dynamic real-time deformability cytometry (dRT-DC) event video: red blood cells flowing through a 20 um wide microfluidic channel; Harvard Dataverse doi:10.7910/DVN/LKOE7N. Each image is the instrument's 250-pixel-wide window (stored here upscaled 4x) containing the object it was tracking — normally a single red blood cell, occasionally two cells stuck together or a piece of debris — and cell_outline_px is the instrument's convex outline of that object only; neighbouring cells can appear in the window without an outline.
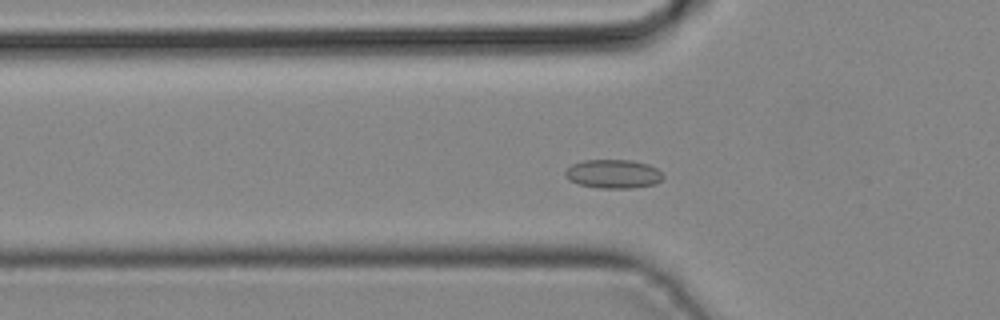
{"species": "common noctule bat (a hibernating species)", "species_latin": "Nyctalus noctula", "temperature_condition": "cold", "stored_images_in_passage": 37, "camera_frame_rate_fps": 3000, "um_per_image_px": 0.085, "animal": {"sex": "male", "body_mass_g": 19.2, "forearm_length_mm": 51.8}, "frame": {"image": 1, "passage_image": 8, "time_ms": 2.333, "image_size_px": [1000, 320], "cell_outline_px": [[664, 176], [656, 184], [632, 188], [600, 188], [576, 184], [568, 180], [564, 176], [564, 172], [572, 164], [584, 160], [632, 160], [648, 164], [656, 168]], "centroid_in_image_um": [52.1, 14.79], "position_along_channel_um": 73.7, "area_um2": 16.53}}
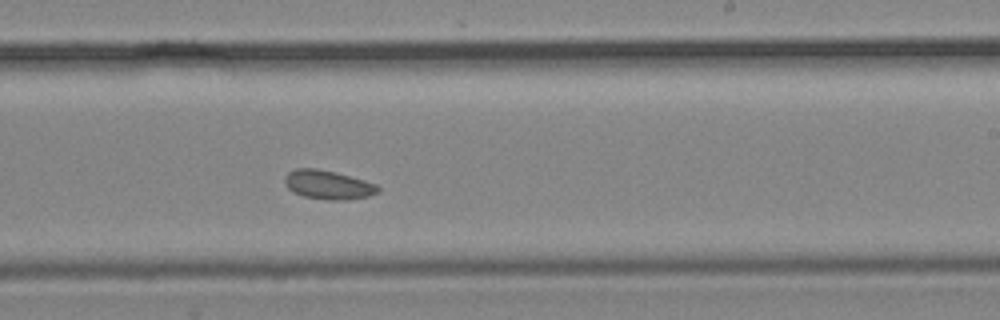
{"frame": {"image": 2, "passage_image": 20, "time_ms": 6.333, "image_size_px": [1000, 320], "cell_outline_px": [[380, 192], [368, 196], [348, 200], [328, 200], [304, 196], [292, 192], [284, 184], [284, 176], [288, 172], [296, 168], [316, 168], [336, 172], [364, 180], [376, 184], [380, 188]], "centroid_in_image_um": [27.87, 15.7], "position_along_channel_um": 261.1, "area_um2": 15.9}}
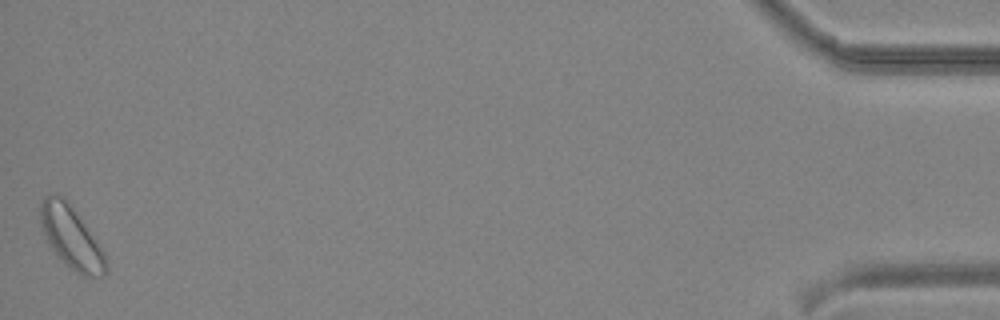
{"frame": {"image": 3, "passage_image": 37, "time_ms": 12.0, "image_size_px": [1000, 320], "cell_outline_px": [[108, 272], [104, 276], [80, 276], [48, 244], [40, 224], [40, 204], [52, 192], [56, 192], [64, 196], [104, 252], [108, 264]], "centroid_in_image_um": [6.06, 20.17], "position_along_channel_um": 429.1, "area_um2": 23.29}}